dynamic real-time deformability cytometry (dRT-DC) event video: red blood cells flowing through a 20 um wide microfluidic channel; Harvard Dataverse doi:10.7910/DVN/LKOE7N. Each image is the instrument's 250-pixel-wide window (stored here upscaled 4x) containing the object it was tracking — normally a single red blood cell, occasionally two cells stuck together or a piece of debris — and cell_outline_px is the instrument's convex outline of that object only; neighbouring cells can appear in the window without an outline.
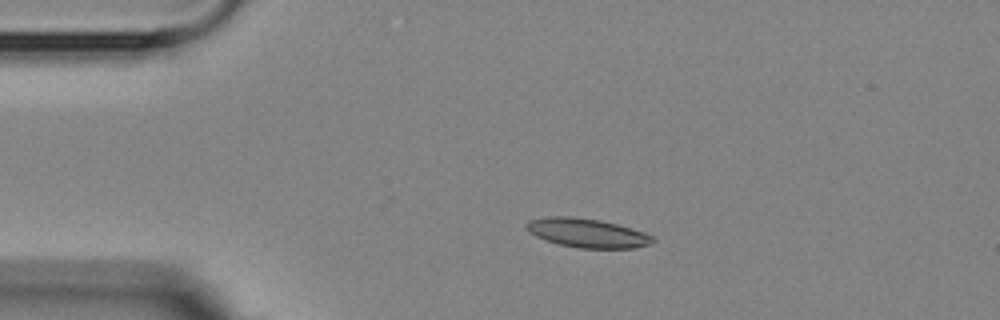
{"species": "Egyptian fruit bat (a non-hibernating species)", "species_latin": "Rousettus aegyptiacus", "temperature_condition": "room temperature", "stored_images_in_passage": 9, "camera_frame_rate_fps": 3000, "um_per_image_px": 0.085, "animal": {"sex": "female"}, "frame": {"image": 1, "passage_image": 2, "time_ms": 1.333, "image_size_px": [1000, 320], "cell_outline_px": [[656, 240], [648, 244], [636, 248], [580, 248], [560, 244], [544, 240], [528, 232], [524, 228], [524, 224], [528, 220], [548, 216], [568, 216], [600, 220], [616, 224], [644, 232], [652, 236]], "centroid_in_image_um": [49.85, 19.8], "position_along_channel_um": 35.2, "area_um2": 21.39}}
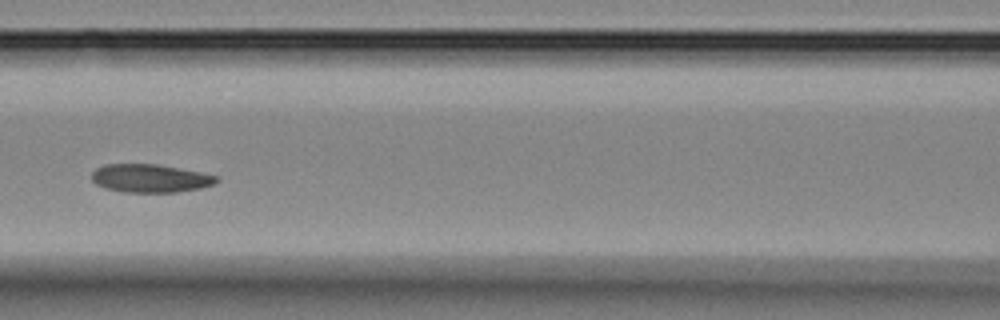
{"frame": {"image": 2, "passage_image": 6, "time_ms": 5.667, "image_size_px": [1000, 320], "cell_outline_px": [[220, 180], [216, 184], [200, 188], [176, 192], [124, 192], [104, 188], [96, 184], [92, 180], [92, 172], [96, 168], [104, 164], [156, 164], [200, 172], [220, 176]], "centroid_in_image_um": [12.78, 15.16], "position_along_channel_um": 153.8, "area_um2": 20.63}}
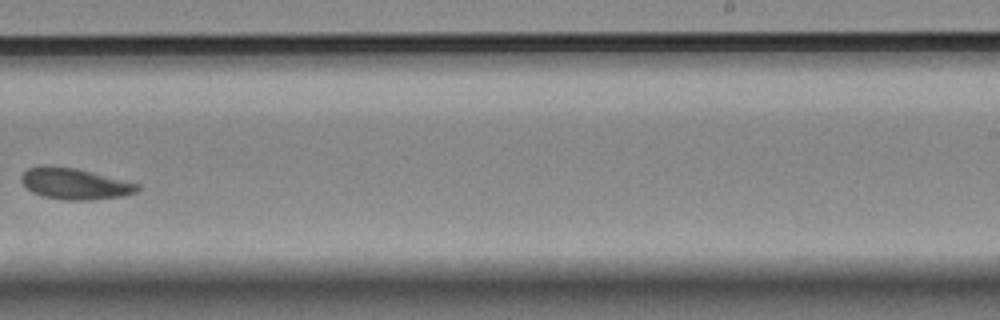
{"frame": {"image": 3, "passage_image": 9, "time_ms": 9.333, "image_size_px": [1000, 320], "cell_outline_px": [[140, 188], [136, 192], [124, 196], [92, 200], [64, 200], [44, 196], [32, 192], [20, 180], [20, 176], [28, 168], [44, 164], [76, 168], [140, 184]], "centroid_in_image_um": [6.35, 15.61], "position_along_channel_um": 282.7, "area_um2": 21.21}}